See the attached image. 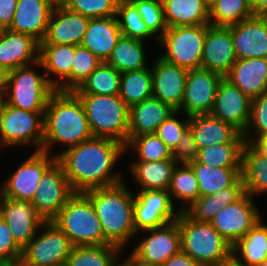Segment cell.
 I'll return each mask as SVG.
<instances>
[{
  "instance_id": "obj_27",
  "label": "cell",
  "mask_w": 267,
  "mask_h": 266,
  "mask_svg": "<svg viewBox=\"0 0 267 266\" xmlns=\"http://www.w3.org/2000/svg\"><path fill=\"white\" fill-rule=\"evenodd\" d=\"M250 99L267 92V58L237 59L225 76Z\"/></svg>"
},
{
  "instance_id": "obj_54",
  "label": "cell",
  "mask_w": 267,
  "mask_h": 266,
  "mask_svg": "<svg viewBox=\"0 0 267 266\" xmlns=\"http://www.w3.org/2000/svg\"><path fill=\"white\" fill-rule=\"evenodd\" d=\"M249 145L262 157L267 158V134L250 139Z\"/></svg>"
},
{
  "instance_id": "obj_22",
  "label": "cell",
  "mask_w": 267,
  "mask_h": 266,
  "mask_svg": "<svg viewBox=\"0 0 267 266\" xmlns=\"http://www.w3.org/2000/svg\"><path fill=\"white\" fill-rule=\"evenodd\" d=\"M40 42L33 36L0 30V68L8 73L39 61Z\"/></svg>"
},
{
  "instance_id": "obj_37",
  "label": "cell",
  "mask_w": 267,
  "mask_h": 266,
  "mask_svg": "<svg viewBox=\"0 0 267 266\" xmlns=\"http://www.w3.org/2000/svg\"><path fill=\"white\" fill-rule=\"evenodd\" d=\"M119 96L129 108L152 98L151 69L147 67L121 73Z\"/></svg>"
},
{
  "instance_id": "obj_17",
  "label": "cell",
  "mask_w": 267,
  "mask_h": 266,
  "mask_svg": "<svg viewBox=\"0 0 267 266\" xmlns=\"http://www.w3.org/2000/svg\"><path fill=\"white\" fill-rule=\"evenodd\" d=\"M251 99L225 77L218 85L211 115L231 123L241 133L250 119Z\"/></svg>"
},
{
  "instance_id": "obj_3",
  "label": "cell",
  "mask_w": 267,
  "mask_h": 266,
  "mask_svg": "<svg viewBox=\"0 0 267 266\" xmlns=\"http://www.w3.org/2000/svg\"><path fill=\"white\" fill-rule=\"evenodd\" d=\"M128 189L121 182L85 192L100 220L104 239L121 249L137 235L133 217L134 195Z\"/></svg>"
},
{
  "instance_id": "obj_6",
  "label": "cell",
  "mask_w": 267,
  "mask_h": 266,
  "mask_svg": "<svg viewBox=\"0 0 267 266\" xmlns=\"http://www.w3.org/2000/svg\"><path fill=\"white\" fill-rule=\"evenodd\" d=\"M74 246L108 245L90 198L75 193L52 220Z\"/></svg>"
},
{
  "instance_id": "obj_40",
  "label": "cell",
  "mask_w": 267,
  "mask_h": 266,
  "mask_svg": "<svg viewBox=\"0 0 267 266\" xmlns=\"http://www.w3.org/2000/svg\"><path fill=\"white\" fill-rule=\"evenodd\" d=\"M209 10L212 26L228 27L254 16L249 0H215Z\"/></svg>"
},
{
  "instance_id": "obj_16",
  "label": "cell",
  "mask_w": 267,
  "mask_h": 266,
  "mask_svg": "<svg viewBox=\"0 0 267 266\" xmlns=\"http://www.w3.org/2000/svg\"><path fill=\"white\" fill-rule=\"evenodd\" d=\"M0 216L9 226L14 241L22 250L35 237L39 228L45 229L44 220L28 201H18L2 196Z\"/></svg>"
},
{
  "instance_id": "obj_21",
  "label": "cell",
  "mask_w": 267,
  "mask_h": 266,
  "mask_svg": "<svg viewBox=\"0 0 267 266\" xmlns=\"http://www.w3.org/2000/svg\"><path fill=\"white\" fill-rule=\"evenodd\" d=\"M228 27L236 59L267 58V16L254 15Z\"/></svg>"
},
{
  "instance_id": "obj_42",
  "label": "cell",
  "mask_w": 267,
  "mask_h": 266,
  "mask_svg": "<svg viewBox=\"0 0 267 266\" xmlns=\"http://www.w3.org/2000/svg\"><path fill=\"white\" fill-rule=\"evenodd\" d=\"M244 144L224 143L199 149L194 161L214 167H241V154Z\"/></svg>"
},
{
  "instance_id": "obj_51",
  "label": "cell",
  "mask_w": 267,
  "mask_h": 266,
  "mask_svg": "<svg viewBox=\"0 0 267 266\" xmlns=\"http://www.w3.org/2000/svg\"><path fill=\"white\" fill-rule=\"evenodd\" d=\"M171 155L177 163H188L197 158L198 148L190 128L182 134L178 144L171 151Z\"/></svg>"
},
{
  "instance_id": "obj_18",
  "label": "cell",
  "mask_w": 267,
  "mask_h": 266,
  "mask_svg": "<svg viewBox=\"0 0 267 266\" xmlns=\"http://www.w3.org/2000/svg\"><path fill=\"white\" fill-rule=\"evenodd\" d=\"M148 234L132 250L138 257L161 266L168 258L182 250L181 233L177 221L162 227L144 230Z\"/></svg>"
},
{
  "instance_id": "obj_61",
  "label": "cell",
  "mask_w": 267,
  "mask_h": 266,
  "mask_svg": "<svg viewBox=\"0 0 267 266\" xmlns=\"http://www.w3.org/2000/svg\"><path fill=\"white\" fill-rule=\"evenodd\" d=\"M54 6H63L67 0H48Z\"/></svg>"
},
{
  "instance_id": "obj_32",
  "label": "cell",
  "mask_w": 267,
  "mask_h": 266,
  "mask_svg": "<svg viewBox=\"0 0 267 266\" xmlns=\"http://www.w3.org/2000/svg\"><path fill=\"white\" fill-rule=\"evenodd\" d=\"M176 165L174 159L136 161L130 169L141 190H168Z\"/></svg>"
},
{
  "instance_id": "obj_29",
  "label": "cell",
  "mask_w": 267,
  "mask_h": 266,
  "mask_svg": "<svg viewBox=\"0 0 267 266\" xmlns=\"http://www.w3.org/2000/svg\"><path fill=\"white\" fill-rule=\"evenodd\" d=\"M121 35L116 15L90 19L81 46L106 62Z\"/></svg>"
},
{
  "instance_id": "obj_33",
  "label": "cell",
  "mask_w": 267,
  "mask_h": 266,
  "mask_svg": "<svg viewBox=\"0 0 267 266\" xmlns=\"http://www.w3.org/2000/svg\"><path fill=\"white\" fill-rule=\"evenodd\" d=\"M241 179L245 193L253 198L267 192V158L245 143L241 154Z\"/></svg>"
},
{
  "instance_id": "obj_34",
  "label": "cell",
  "mask_w": 267,
  "mask_h": 266,
  "mask_svg": "<svg viewBox=\"0 0 267 266\" xmlns=\"http://www.w3.org/2000/svg\"><path fill=\"white\" fill-rule=\"evenodd\" d=\"M188 164L198 180L200 196L215 194L231 186L241 176V167H214L196 161Z\"/></svg>"
},
{
  "instance_id": "obj_59",
  "label": "cell",
  "mask_w": 267,
  "mask_h": 266,
  "mask_svg": "<svg viewBox=\"0 0 267 266\" xmlns=\"http://www.w3.org/2000/svg\"><path fill=\"white\" fill-rule=\"evenodd\" d=\"M5 72L0 68V93L4 92L5 88Z\"/></svg>"
},
{
  "instance_id": "obj_36",
  "label": "cell",
  "mask_w": 267,
  "mask_h": 266,
  "mask_svg": "<svg viewBox=\"0 0 267 266\" xmlns=\"http://www.w3.org/2000/svg\"><path fill=\"white\" fill-rule=\"evenodd\" d=\"M143 41L121 35L106 63L120 73L147 68Z\"/></svg>"
},
{
  "instance_id": "obj_60",
  "label": "cell",
  "mask_w": 267,
  "mask_h": 266,
  "mask_svg": "<svg viewBox=\"0 0 267 266\" xmlns=\"http://www.w3.org/2000/svg\"><path fill=\"white\" fill-rule=\"evenodd\" d=\"M0 266H21L20 262L10 261V262H0Z\"/></svg>"
},
{
  "instance_id": "obj_47",
  "label": "cell",
  "mask_w": 267,
  "mask_h": 266,
  "mask_svg": "<svg viewBox=\"0 0 267 266\" xmlns=\"http://www.w3.org/2000/svg\"><path fill=\"white\" fill-rule=\"evenodd\" d=\"M119 0H67V9L90 19L105 18L117 14Z\"/></svg>"
},
{
  "instance_id": "obj_31",
  "label": "cell",
  "mask_w": 267,
  "mask_h": 266,
  "mask_svg": "<svg viewBox=\"0 0 267 266\" xmlns=\"http://www.w3.org/2000/svg\"><path fill=\"white\" fill-rule=\"evenodd\" d=\"M168 28L210 24L209 5L205 0H161Z\"/></svg>"
},
{
  "instance_id": "obj_53",
  "label": "cell",
  "mask_w": 267,
  "mask_h": 266,
  "mask_svg": "<svg viewBox=\"0 0 267 266\" xmlns=\"http://www.w3.org/2000/svg\"><path fill=\"white\" fill-rule=\"evenodd\" d=\"M161 266H202L182 250L168 258Z\"/></svg>"
},
{
  "instance_id": "obj_9",
  "label": "cell",
  "mask_w": 267,
  "mask_h": 266,
  "mask_svg": "<svg viewBox=\"0 0 267 266\" xmlns=\"http://www.w3.org/2000/svg\"><path fill=\"white\" fill-rule=\"evenodd\" d=\"M45 112H30L6 104L0 124V147L34 145L42 151Z\"/></svg>"
},
{
  "instance_id": "obj_19",
  "label": "cell",
  "mask_w": 267,
  "mask_h": 266,
  "mask_svg": "<svg viewBox=\"0 0 267 266\" xmlns=\"http://www.w3.org/2000/svg\"><path fill=\"white\" fill-rule=\"evenodd\" d=\"M236 60L231 29L225 26L206 25L201 68L225 77Z\"/></svg>"
},
{
  "instance_id": "obj_8",
  "label": "cell",
  "mask_w": 267,
  "mask_h": 266,
  "mask_svg": "<svg viewBox=\"0 0 267 266\" xmlns=\"http://www.w3.org/2000/svg\"><path fill=\"white\" fill-rule=\"evenodd\" d=\"M206 25L167 28L158 42L166 53L160 58L188 70L201 68Z\"/></svg>"
},
{
  "instance_id": "obj_13",
  "label": "cell",
  "mask_w": 267,
  "mask_h": 266,
  "mask_svg": "<svg viewBox=\"0 0 267 266\" xmlns=\"http://www.w3.org/2000/svg\"><path fill=\"white\" fill-rule=\"evenodd\" d=\"M179 214L180 211H174L168 190H140L134 195L133 217L137 234L174 222Z\"/></svg>"
},
{
  "instance_id": "obj_50",
  "label": "cell",
  "mask_w": 267,
  "mask_h": 266,
  "mask_svg": "<svg viewBox=\"0 0 267 266\" xmlns=\"http://www.w3.org/2000/svg\"><path fill=\"white\" fill-rule=\"evenodd\" d=\"M22 249L14 241L10 228L0 216V262H20Z\"/></svg>"
},
{
  "instance_id": "obj_30",
  "label": "cell",
  "mask_w": 267,
  "mask_h": 266,
  "mask_svg": "<svg viewBox=\"0 0 267 266\" xmlns=\"http://www.w3.org/2000/svg\"><path fill=\"white\" fill-rule=\"evenodd\" d=\"M245 194L241 176L229 187L215 194L199 196L190 206L181 207L190 218L199 222H210L214 216L227 205L235 203Z\"/></svg>"
},
{
  "instance_id": "obj_20",
  "label": "cell",
  "mask_w": 267,
  "mask_h": 266,
  "mask_svg": "<svg viewBox=\"0 0 267 266\" xmlns=\"http://www.w3.org/2000/svg\"><path fill=\"white\" fill-rule=\"evenodd\" d=\"M152 67L153 98L178 111L184 98L188 69L166 62L160 57Z\"/></svg>"
},
{
  "instance_id": "obj_62",
  "label": "cell",
  "mask_w": 267,
  "mask_h": 266,
  "mask_svg": "<svg viewBox=\"0 0 267 266\" xmlns=\"http://www.w3.org/2000/svg\"><path fill=\"white\" fill-rule=\"evenodd\" d=\"M112 266H128V264L124 261V262H120V263H117L116 261L114 262V264Z\"/></svg>"
},
{
  "instance_id": "obj_57",
  "label": "cell",
  "mask_w": 267,
  "mask_h": 266,
  "mask_svg": "<svg viewBox=\"0 0 267 266\" xmlns=\"http://www.w3.org/2000/svg\"><path fill=\"white\" fill-rule=\"evenodd\" d=\"M217 266H245L233 253Z\"/></svg>"
},
{
  "instance_id": "obj_23",
  "label": "cell",
  "mask_w": 267,
  "mask_h": 266,
  "mask_svg": "<svg viewBox=\"0 0 267 266\" xmlns=\"http://www.w3.org/2000/svg\"><path fill=\"white\" fill-rule=\"evenodd\" d=\"M74 53L75 45L40 44L39 61L35 65L44 69L47 80L56 90L71 91ZM51 75L53 77H49Z\"/></svg>"
},
{
  "instance_id": "obj_45",
  "label": "cell",
  "mask_w": 267,
  "mask_h": 266,
  "mask_svg": "<svg viewBox=\"0 0 267 266\" xmlns=\"http://www.w3.org/2000/svg\"><path fill=\"white\" fill-rule=\"evenodd\" d=\"M102 62L87 48L81 45L75 46L71 69V91L78 89Z\"/></svg>"
},
{
  "instance_id": "obj_56",
  "label": "cell",
  "mask_w": 267,
  "mask_h": 266,
  "mask_svg": "<svg viewBox=\"0 0 267 266\" xmlns=\"http://www.w3.org/2000/svg\"><path fill=\"white\" fill-rule=\"evenodd\" d=\"M125 262L128 264V266H158L141 259L133 251L129 257L126 258Z\"/></svg>"
},
{
  "instance_id": "obj_12",
  "label": "cell",
  "mask_w": 267,
  "mask_h": 266,
  "mask_svg": "<svg viewBox=\"0 0 267 266\" xmlns=\"http://www.w3.org/2000/svg\"><path fill=\"white\" fill-rule=\"evenodd\" d=\"M257 209L253 197L245 193L235 203L221 209L210 223L233 246L262 220Z\"/></svg>"
},
{
  "instance_id": "obj_49",
  "label": "cell",
  "mask_w": 267,
  "mask_h": 266,
  "mask_svg": "<svg viewBox=\"0 0 267 266\" xmlns=\"http://www.w3.org/2000/svg\"><path fill=\"white\" fill-rule=\"evenodd\" d=\"M180 112L176 111L161 125L158 126L156 134L172 151L178 144L182 134L189 128V117L183 122L177 119Z\"/></svg>"
},
{
  "instance_id": "obj_55",
  "label": "cell",
  "mask_w": 267,
  "mask_h": 266,
  "mask_svg": "<svg viewBox=\"0 0 267 266\" xmlns=\"http://www.w3.org/2000/svg\"><path fill=\"white\" fill-rule=\"evenodd\" d=\"M254 15L267 16V0H249Z\"/></svg>"
},
{
  "instance_id": "obj_15",
  "label": "cell",
  "mask_w": 267,
  "mask_h": 266,
  "mask_svg": "<svg viewBox=\"0 0 267 266\" xmlns=\"http://www.w3.org/2000/svg\"><path fill=\"white\" fill-rule=\"evenodd\" d=\"M222 78V75L203 68L188 70L184 98L178 111L185 112L187 118L210 114Z\"/></svg>"
},
{
  "instance_id": "obj_41",
  "label": "cell",
  "mask_w": 267,
  "mask_h": 266,
  "mask_svg": "<svg viewBox=\"0 0 267 266\" xmlns=\"http://www.w3.org/2000/svg\"><path fill=\"white\" fill-rule=\"evenodd\" d=\"M168 193L172 202L176 198L189 206L198 199L200 196L198 180L188 163H177L172 173Z\"/></svg>"
},
{
  "instance_id": "obj_46",
  "label": "cell",
  "mask_w": 267,
  "mask_h": 266,
  "mask_svg": "<svg viewBox=\"0 0 267 266\" xmlns=\"http://www.w3.org/2000/svg\"><path fill=\"white\" fill-rule=\"evenodd\" d=\"M136 8L148 29L157 34L159 40L167 30L164 18L163 5L161 0H129ZM161 31L160 34H158ZM158 32V33H157Z\"/></svg>"
},
{
  "instance_id": "obj_2",
  "label": "cell",
  "mask_w": 267,
  "mask_h": 266,
  "mask_svg": "<svg viewBox=\"0 0 267 266\" xmlns=\"http://www.w3.org/2000/svg\"><path fill=\"white\" fill-rule=\"evenodd\" d=\"M82 102L73 91L55 90L49 97L44 114L42 152L49 153L52 143L69 149L92 138Z\"/></svg>"
},
{
  "instance_id": "obj_38",
  "label": "cell",
  "mask_w": 267,
  "mask_h": 266,
  "mask_svg": "<svg viewBox=\"0 0 267 266\" xmlns=\"http://www.w3.org/2000/svg\"><path fill=\"white\" fill-rule=\"evenodd\" d=\"M121 250L112 244L74 246L65 266H112Z\"/></svg>"
},
{
  "instance_id": "obj_14",
  "label": "cell",
  "mask_w": 267,
  "mask_h": 266,
  "mask_svg": "<svg viewBox=\"0 0 267 266\" xmlns=\"http://www.w3.org/2000/svg\"><path fill=\"white\" fill-rule=\"evenodd\" d=\"M35 151L7 177L1 188L3 197L31 202L45 171L56 161L54 155Z\"/></svg>"
},
{
  "instance_id": "obj_24",
  "label": "cell",
  "mask_w": 267,
  "mask_h": 266,
  "mask_svg": "<svg viewBox=\"0 0 267 266\" xmlns=\"http://www.w3.org/2000/svg\"><path fill=\"white\" fill-rule=\"evenodd\" d=\"M89 21L90 18L64 6H55L46 36L40 44L81 45Z\"/></svg>"
},
{
  "instance_id": "obj_58",
  "label": "cell",
  "mask_w": 267,
  "mask_h": 266,
  "mask_svg": "<svg viewBox=\"0 0 267 266\" xmlns=\"http://www.w3.org/2000/svg\"><path fill=\"white\" fill-rule=\"evenodd\" d=\"M6 97H5V93H0V124H1V119L4 113V109L6 107Z\"/></svg>"
},
{
  "instance_id": "obj_64",
  "label": "cell",
  "mask_w": 267,
  "mask_h": 266,
  "mask_svg": "<svg viewBox=\"0 0 267 266\" xmlns=\"http://www.w3.org/2000/svg\"><path fill=\"white\" fill-rule=\"evenodd\" d=\"M261 266H267V261L265 263H263Z\"/></svg>"
},
{
  "instance_id": "obj_26",
  "label": "cell",
  "mask_w": 267,
  "mask_h": 266,
  "mask_svg": "<svg viewBox=\"0 0 267 266\" xmlns=\"http://www.w3.org/2000/svg\"><path fill=\"white\" fill-rule=\"evenodd\" d=\"M189 128L194 134L198 150L217 144L245 143L237 128L211 114L189 117Z\"/></svg>"
},
{
  "instance_id": "obj_1",
  "label": "cell",
  "mask_w": 267,
  "mask_h": 266,
  "mask_svg": "<svg viewBox=\"0 0 267 266\" xmlns=\"http://www.w3.org/2000/svg\"><path fill=\"white\" fill-rule=\"evenodd\" d=\"M125 152V146L115 140L92 137L54 156L74 192L85 193L123 182V177L111 171Z\"/></svg>"
},
{
  "instance_id": "obj_11",
  "label": "cell",
  "mask_w": 267,
  "mask_h": 266,
  "mask_svg": "<svg viewBox=\"0 0 267 266\" xmlns=\"http://www.w3.org/2000/svg\"><path fill=\"white\" fill-rule=\"evenodd\" d=\"M74 194L62 166L55 161L43 174L31 204L44 221H52Z\"/></svg>"
},
{
  "instance_id": "obj_35",
  "label": "cell",
  "mask_w": 267,
  "mask_h": 266,
  "mask_svg": "<svg viewBox=\"0 0 267 266\" xmlns=\"http://www.w3.org/2000/svg\"><path fill=\"white\" fill-rule=\"evenodd\" d=\"M260 220L232 246V253L245 266H261L267 261V225Z\"/></svg>"
},
{
  "instance_id": "obj_63",
  "label": "cell",
  "mask_w": 267,
  "mask_h": 266,
  "mask_svg": "<svg viewBox=\"0 0 267 266\" xmlns=\"http://www.w3.org/2000/svg\"><path fill=\"white\" fill-rule=\"evenodd\" d=\"M207 4L210 6L215 0H205Z\"/></svg>"
},
{
  "instance_id": "obj_43",
  "label": "cell",
  "mask_w": 267,
  "mask_h": 266,
  "mask_svg": "<svg viewBox=\"0 0 267 266\" xmlns=\"http://www.w3.org/2000/svg\"><path fill=\"white\" fill-rule=\"evenodd\" d=\"M116 17L121 34L125 37L145 41L144 39L154 35L129 0H119Z\"/></svg>"
},
{
  "instance_id": "obj_4",
  "label": "cell",
  "mask_w": 267,
  "mask_h": 266,
  "mask_svg": "<svg viewBox=\"0 0 267 266\" xmlns=\"http://www.w3.org/2000/svg\"><path fill=\"white\" fill-rule=\"evenodd\" d=\"M93 137L128 142L129 107L119 95L76 94Z\"/></svg>"
},
{
  "instance_id": "obj_25",
  "label": "cell",
  "mask_w": 267,
  "mask_h": 266,
  "mask_svg": "<svg viewBox=\"0 0 267 266\" xmlns=\"http://www.w3.org/2000/svg\"><path fill=\"white\" fill-rule=\"evenodd\" d=\"M55 6L48 0H17L9 30L43 41Z\"/></svg>"
},
{
  "instance_id": "obj_52",
  "label": "cell",
  "mask_w": 267,
  "mask_h": 266,
  "mask_svg": "<svg viewBox=\"0 0 267 266\" xmlns=\"http://www.w3.org/2000/svg\"><path fill=\"white\" fill-rule=\"evenodd\" d=\"M16 5L17 0H0V30L10 28Z\"/></svg>"
},
{
  "instance_id": "obj_7",
  "label": "cell",
  "mask_w": 267,
  "mask_h": 266,
  "mask_svg": "<svg viewBox=\"0 0 267 266\" xmlns=\"http://www.w3.org/2000/svg\"><path fill=\"white\" fill-rule=\"evenodd\" d=\"M30 65L19 67L5 74L6 103L30 112H45L49 97L56 90Z\"/></svg>"
},
{
  "instance_id": "obj_48",
  "label": "cell",
  "mask_w": 267,
  "mask_h": 266,
  "mask_svg": "<svg viewBox=\"0 0 267 266\" xmlns=\"http://www.w3.org/2000/svg\"><path fill=\"white\" fill-rule=\"evenodd\" d=\"M251 128H254L257 137L267 134V92L251 99L249 123L242 133L247 144H250V137H253Z\"/></svg>"
},
{
  "instance_id": "obj_5",
  "label": "cell",
  "mask_w": 267,
  "mask_h": 266,
  "mask_svg": "<svg viewBox=\"0 0 267 266\" xmlns=\"http://www.w3.org/2000/svg\"><path fill=\"white\" fill-rule=\"evenodd\" d=\"M182 251L202 266H217L232 254V246L211 225L180 211L178 219Z\"/></svg>"
},
{
  "instance_id": "obj_44",
  "label": "cell",
  "mask_w": 267,
  "mask_h": 266,
  "mask_svg": "<svg viewBox=\"0 0 267 266\" xmlns=\"http://www.w3.org/2000/svg\"><path fill=\"white\" fill-rule=\"evenodd\" d=\"M133 149L139 156L137 161H161L173 159L171 150L157 136V134H146L128 137L125 151Z\"/></svg>"
},
{
  "instance_id": "obj_10",
  "label": "cell",
  "mask_w": 267,
  "mask_h": 266,
  "mask_svg": "<svg viewBox=\"0 0 267 266\" xmlns=\"http://www.w3.org/2000/svg\"><path fill=\"white\" fill-rule=\"evenodd\" d=\"M45 231L37 233L22 250L21 266H65L74 245L52 221H44Z\"/></svg>"
},
{
  "instance_id": "obj_39",
  "label": "cell",
  "mask_w": 267,
  "mask_h": 266,
  "mask_svg": "<svg viewBox=\"0 0 267 266\" xmlns=\"http://www.w3.org/2000/svg\"><path fill=\"white\" fill-rule=\"evenodd\" d=\"M121 73L102 62L81 84L74 90L75 94L119 95Z\"/></svg>"
},
{
  "instance_id": "obj_28",
  "label": "cell",
  "mask_w": 267,
  "mask_h": 266,
  "mask_svg": "<svg viewBox=\"0 0 267 266\" xmlns=\"http://www.w3.org/2000/svg\"><path fill=\"white\" fill-rule=\"evenodd\" d=\"M175 112L170 105L153 97L131 106L128 137L155 134L158 126Z\"/></svg>"
}]
</instances>
